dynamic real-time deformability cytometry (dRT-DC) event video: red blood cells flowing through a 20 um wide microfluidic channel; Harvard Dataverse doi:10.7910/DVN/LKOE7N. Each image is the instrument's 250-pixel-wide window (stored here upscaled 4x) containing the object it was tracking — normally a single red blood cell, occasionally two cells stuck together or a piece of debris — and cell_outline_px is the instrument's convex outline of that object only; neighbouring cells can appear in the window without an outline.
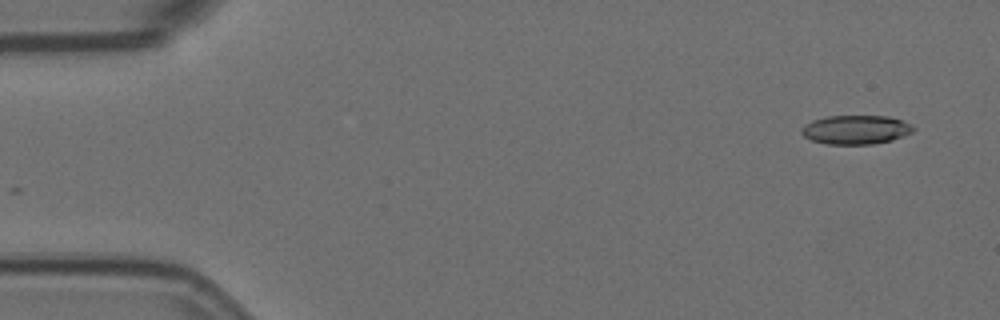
{"species": "Egyptian fruit bat (a non-hibernating species)", "species_latin": "Rousettus aegyptiacus", "temperature_condition": "room temperature", "stored_images_in_passage": 5, "camera_frame_rate_fps": 3000, "um_per_image_px": 0.085, "animal": {"sex": "female"}, "frame": {"image": 1, "passage_image": 1, "time_ms": 0.0, "image_size_px": [1000, 320], "cell_outline_px": [[916, 128], [912, 132], [892, 140], [872, 144], [828, 144], [812, 140], [804, 136], [800, 132], [804, 124], [812, 120], [828, 116], [888, 116], [912, 124]], "centroid_in_image_um": [72.74, 11.02], "position_along_channel_um": 12.3, "area_um2": 18.84}}
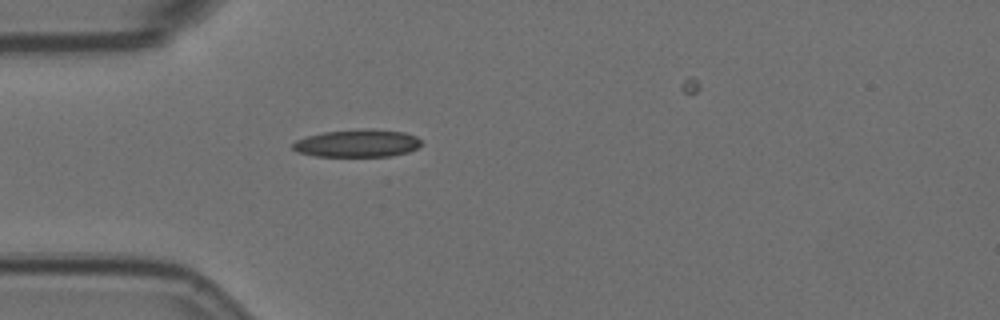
{"frame": {"image": 2, "passage_image": 5, "time_ms": 1.333, "image_size_px": [1000, 320], "cell_outline_px": [[424, 144], [408, 152], [392, 156], [316, 156], [296, 152], [292, 148], [292, 144], [296, 140], [308, 136], [324, 132], [372, 128], [404, 132], [416, 136]], "centroid_in_image_um": [30.4, 12.18], "position_along_channel_um": 54.6, "area_um2": 20.75}}